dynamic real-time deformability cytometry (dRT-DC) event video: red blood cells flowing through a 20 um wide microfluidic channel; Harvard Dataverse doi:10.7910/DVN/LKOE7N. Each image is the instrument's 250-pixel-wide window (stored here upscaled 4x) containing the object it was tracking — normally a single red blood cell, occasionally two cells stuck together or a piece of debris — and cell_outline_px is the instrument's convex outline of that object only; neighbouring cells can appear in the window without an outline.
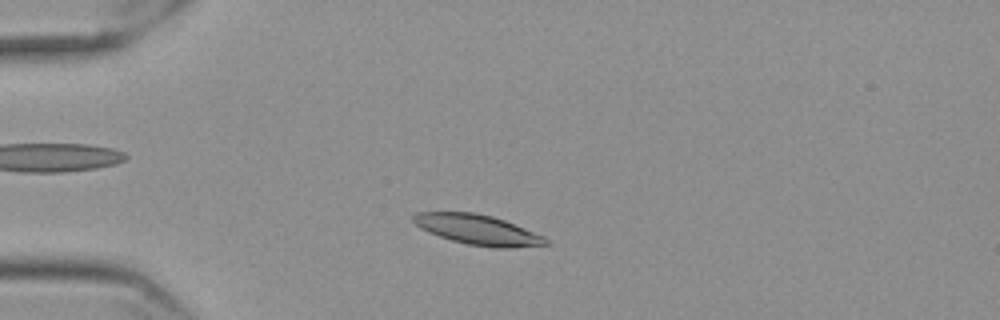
{"species": "Egyptian fruit bat (a non-hibernating species)", "species_latin": "Rousettus aegyptiacus", "temperature_condition": "cold", "stored_images_in_passage": 51, "camera_frame_rate_fps": 3000, "um_per_image_px": 0.085, "frame": {"image": 1, "passage_image": 8, "time_ms": 2.333, "image_size_px": [1000, 320], "cell_outline_px": [[552, 244], [512, 248], [492, 248], [468, 244], [452, 240], [428, 232], [420, 228], [412, 220], [412, 216], [416, 212], [476, 212], [492, 216], [504, 220], [544, 236]], "centroid_in_image_um": [40.62, 19.53], "position_along_channel_um": 44.4, "area_um2": 23.24}}
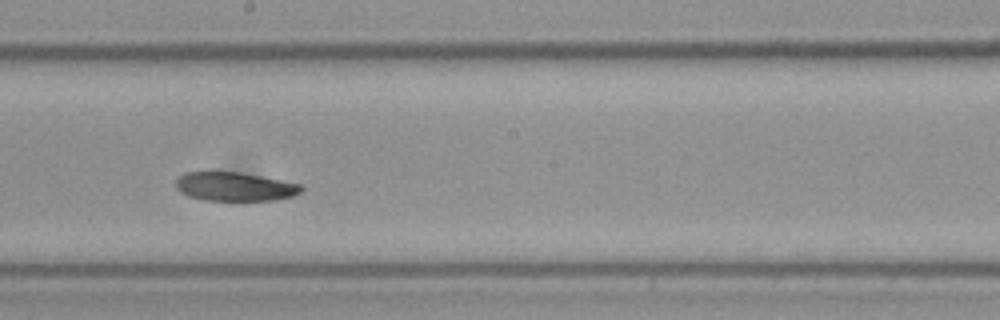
{"frame": {"image": 2, "passage_image": 26, "time_ms": 8.333, "image_size_px": [1000, 320], "cell_outline_px": [[304, 188], [300, 192], [292, 196], [276, 200], [204, 200], [188, 196], [180, 192], [176, 188], [176, 180], [180, 176], [188, 172], [240, 172], [300, 184]], "centroid_in_image_um": [19.94, 15.87], "position_along_channel_um": 228.3, "area_um2": 20.87}}
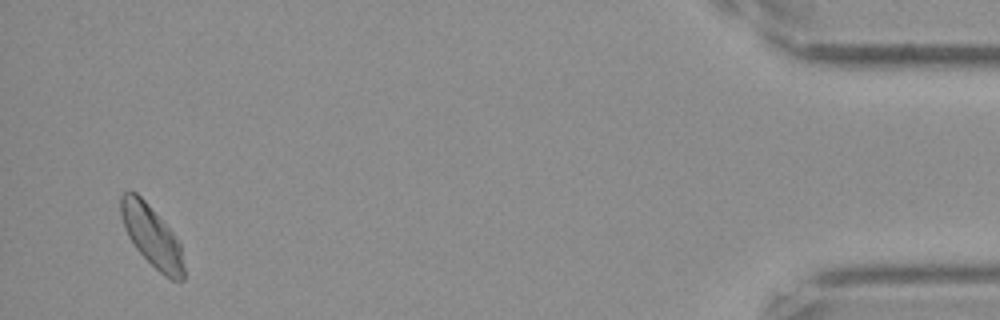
{"frame": {"image": 3, "passage_image": 49, "time_ms": 16.0, "image_size_px": [1000, 320], "cell_outline_px": [[184, 280], [180, 284], [164, 276], [136, 248], [128, 236], [124, 228], [120, 212], [120, 196], [128, 188], [136, 192], [144, 200], [172, 232], [180, 244], [184, 268]], "centroid_in_image_um": [12.89, 20.07], "position_along_channel_um": 422.3, "area_um2": 22.31}, "authors_computed_cell_mechanics": {"area_um2": 22.4842, "velocity_mm_per_s": 3.5063, "shape_relaxation_time_tau1_ms": 3.8531, "shape_relaxation_time_tau2_ms": null, "deformation_change_tau1": 0.0912, "deformation_change_tau2": null}}